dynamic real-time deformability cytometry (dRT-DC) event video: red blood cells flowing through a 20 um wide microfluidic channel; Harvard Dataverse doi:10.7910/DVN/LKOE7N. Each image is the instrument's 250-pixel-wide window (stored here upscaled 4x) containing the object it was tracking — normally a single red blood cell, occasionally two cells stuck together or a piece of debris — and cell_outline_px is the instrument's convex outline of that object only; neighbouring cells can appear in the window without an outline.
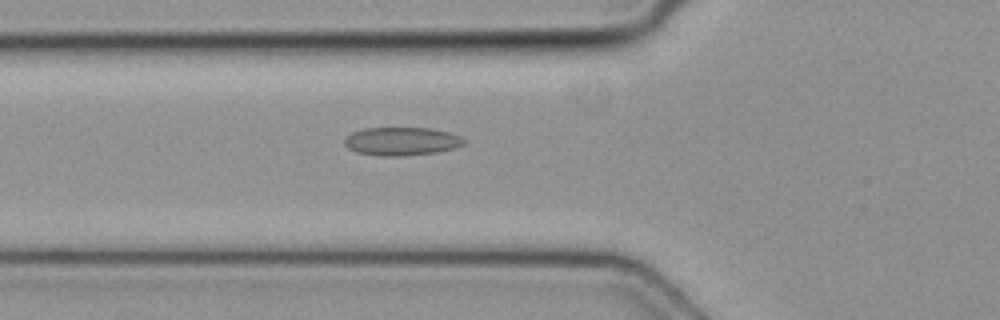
{"species": "common noctule bat (a hibernating species)", "species_latin": "Nyctalus noctula", "temperature_condition": "cold", "stored_images_in_passage": 29, "camera_frame_rate_fps": 3000, "um_per_image_px": 0.085, "animal": {"sex": "female", "body_mass_g": 19.3, "forearm_length_mm": 54.1}, "frame": {"image": 1, "passage_image": 4, "time_ms": 1.0, "image_size_px": [1000, 320], "cell_outline_px": [[468, 140], [464, 144], [456, 148], [436, 152], [400, 156], [380, 156], [356, 152], [348, 148], [344, 144], [344, 140], [352, 132], [364, 128], [432, 128], [448, 132], [460, 136]], "centroid_in_image_um": [34.16, 12.01], "position_along_channel_um": 91.6, "area_um2": 19.77}}
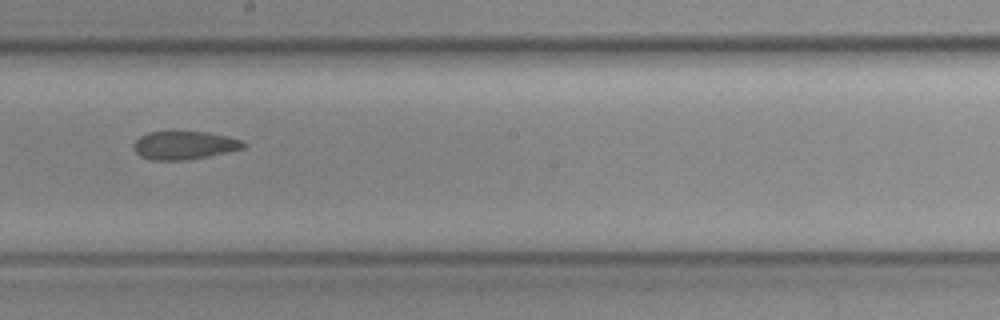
{"frame": {"image": 2, "passage_image": 14, "time_ms": 4.333, "image_size_px": [1000, 320], "cell_outline_px": [[248, 144], [244, 148], [208, 156], [188, 160], [152, 160], [140, 156], [136, 152], [132, 144], [140, 136], [148, 132], [208, 132], [240, 140]], "centroid_in_image_um": [15.64, 12.35], "position_along_channel_um": 232.6, "area_um2": 17.92}}
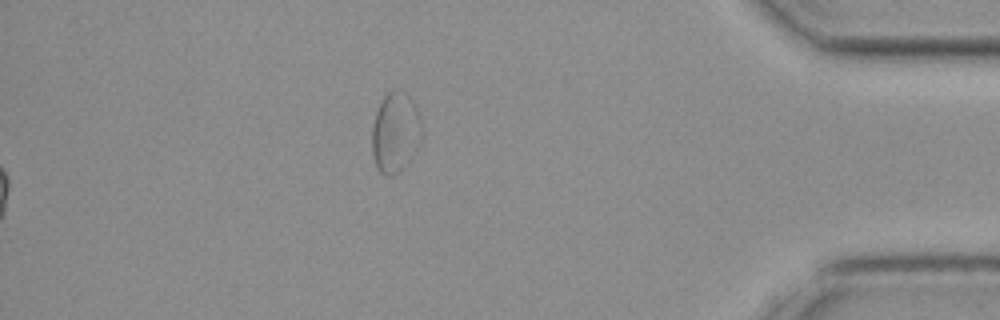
{"frame": {"image": 3, "passage_image": 29, "time_ms": 9.333, "image_size_px": [1000, 320], "cell_outline_px": [[420, 136], [400, 168], [392, 176], [384, 176], [376, 168], [372, 156], [372, 128], [376, 112], [384, 96], [392, 88], [400, 88], [412, 100], [420, 116]], "centroid_in_image_um": [33.53, 11.18], "position_along_channel_um": 401.7, "area_um2": 22.43}}